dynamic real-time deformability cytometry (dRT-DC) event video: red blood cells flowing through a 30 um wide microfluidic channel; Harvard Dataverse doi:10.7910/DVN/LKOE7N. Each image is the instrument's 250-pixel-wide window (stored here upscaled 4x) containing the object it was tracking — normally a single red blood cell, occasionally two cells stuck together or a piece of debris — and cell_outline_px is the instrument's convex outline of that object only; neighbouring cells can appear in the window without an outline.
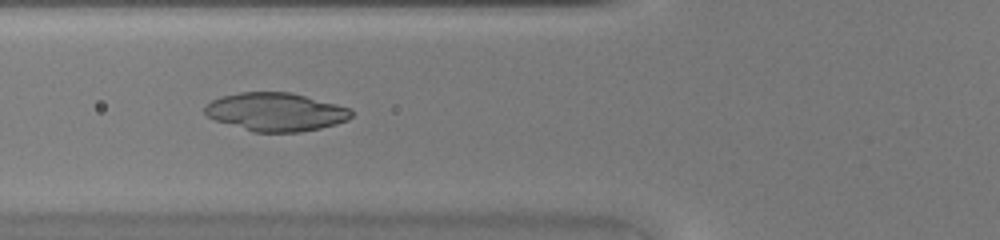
{"species": "common noctule bat (a hibernating species)", "species_latin": "Nyctalus noctula", "temperature_condition": "warm", "stored_images_in_passage": 33, "camera_frame_rate_fps": 3000, "um_per_image_px": 0.085, "animal": {"sex": "female", "body_mass_g": 20.0, "forearm_length_mm": 54.0}, "frame": {"image": 1, "passage_image": 6, "time_ms": 1.667, "image_size_px": [1000, 240], "cell_outline_px": [[352, 116], [348, 120], [336, 124], [320, 128], [300, 132], [252, 132], [216, 120], [208, 116], [204, 112], [204, 108], [212, 100], [220, 96], [240, 92], [292, 92], [352, 108]], "centroid_in_image_um": [23.47, 9.51], "position_along_channel_um": 102.3, "area_um2": 32.83}}
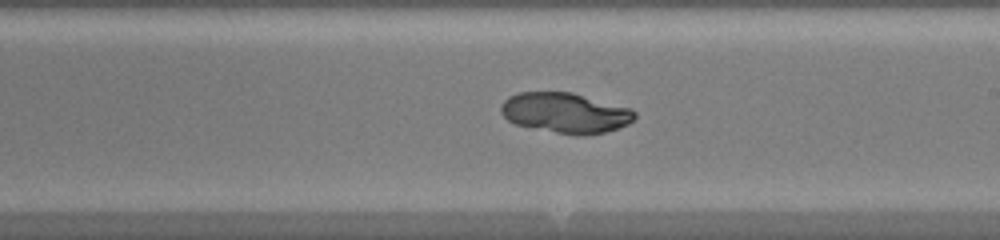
{"frame": {"image": 2, "passage_image": 15, "time_ms": 4.667, "image_size_px": [1000, 240], "cell_outline_px": [[636, 116], [628, 124], [604, 132], [584, 136], [576, 136], [516, 124], [508, 120], [500, 112], [500, 104], [508, 96], [520, 92], [572, 92], [632, 108], [636, 112]], "centroid_in_image_um": [48.06, 9.58], "position_along_channel_um": 240.9, "area_um2": 31.44}}
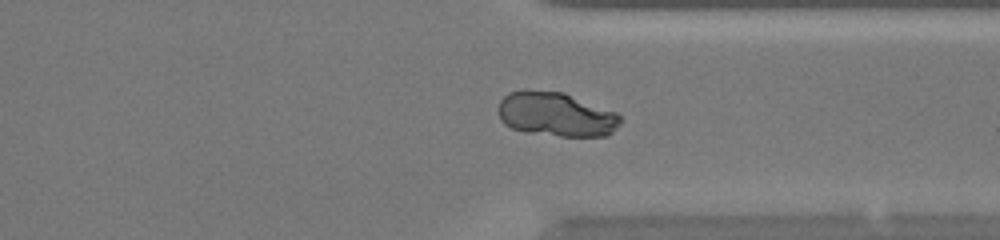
{"frame": {"image": 3, "passage_image": 23, "time_ms": 7.333, "image_size_px": [1000, 240], "cell_outline_px": [[624, 120], [608, 136], [560, 136], [528, 132], [512, 128], [504, 124], [500, 120], [500, 100], [508, 92], [564, 92], [616, 112]], "centroid_in_image_um": [47.33, 9.75], "position_along_channel_um": 364.1, "area_um2": 30.98}}